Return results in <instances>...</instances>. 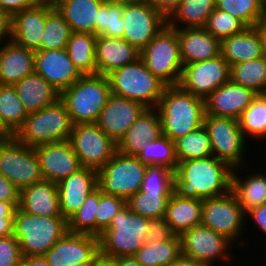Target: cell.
I'll list each match as a JSON object with an SVG mask.
<instances>
[{"label":"cell","mask_w":266,"mask_h":266,"mask_svg":"<svg viewBox=\"0 0 266 266\" xmlns=\"http://www.w3.org/2000/svg\"><path fill=\"white\" fill-rule=\"evenodd\" d=\"M204 28L221 41L226 37L242 32L246 26L236 17L215 8Z\"/></svg>","instance_id":"7dc6e473"},{"label":"cell","mask_w":266,"mask_h":266,"mask_svg":"<svg viewBox=\"0 0 266 266\" xmlns=\"http://www.w3.org/2000/svg\"><path fill=\"white\" fill-rule=\"evenodd\" d=\"M124 3L106 0L99 9L96 20V35L123 38L124 33Z\"/></svg>","instance_id":"f6af8a7d"},{"label":"cell","mask_w":266,"mask_h":266,"mask_svg":"<svg viewBox=\"0 0 266 266\" xmlns=\"http://www.w3.org/2000/svg\"><path fill=\"white\" fill-rule=\"evenodd\" d=\"M249 221L252 222L250 223ZM249 224L254 225L252 226L253 228H251L252 230L256 228L259 233L261 232V238H264L263 236L266 237V203L252 208L245 213L246 234H248L247 230L249 228H247V225L249 226ZM263 240H266V238Z\"/></svg>","instance_id":"f5cc1de1"},{"label":"cell","mask_w":266,"mask_h":266,"mask_svg":"<svg viewBox=\"0 0 266 266\" xmlns=\"http://www.w3.org/2000/svg\"><path fill=\"white\" fill-rule=\"evenodd\" d=\"M140 51L124 38L99 35L95 43L97 74L107 76L112 71L136 62Z\"/></svg>","instance_id":"603a6c76"},{"label":"cell","mask_w":266,"mask_h":266,"mask_svg":"<svg viewBox=\"0 0 266 266\" xmlns=\"http://www.w3.org/2000/svg\"><path fill=\"white\" fill-rule=\"evenodd\" d=\"M220 54L230 66L263 57L256 27H246L242 32L222 39Z\"/></svg>","instance_id":"f546056e"},{"label":"cell","mask_w":266,"mask_h":266,"mask_svg":"<svg viewBox=\"0 0 266 266\" xmlns=\"http://www.w3.org/2000/svg\"><path fill=\"white\" fill-rule=\"evenodd\" d=\"M67 232L68 223L63 216H35L18 207L15 210L12 234L22 256H44Z\"/></svg>","instance_id":"3957f363"},{"label":"cell","mask_w":266,"mask_h":266,"mask_svg":"<svg viewBox=\"0 0 266 266\" xmlns=\"http://www.w3.org/2000/svg\"><path fill=\"white\" fill-rule=\"evenodd\" d=\"M201 218L202 199L182 198L175 193L169 198L164 219L175 235L200 225Z\"/></svg>","instance_id":"d6a6232c"},{"label":"cell","mask_w":266,"mask_h":266,"mask_svg":"<svg viewBox=\"0 0 266 266\" xmlns=\"http://www.w3.org/2000/svg\"><path fill=\"white\" fill-rule=\"evenodd\" d=\"M19 266H49L44 256H23Z\"/></svg>","instance_id":"91938a15"},{"label":"cell","mask_w":266,"mask_h":266,"mask_svg":"<svg viewBox=\"0 0 266 266\" xmlns=\"http://www.w3.org/2000/svg\"><path fill=\"white\" fill-rule=\"evenodd\" d=\"M215 8L236 17L246 27H255L266 18L264 0H215Z\"/></svg>","instance_id":"60d3db41"},{"label":"cell","mask_w":266,"mask_h":266,"mask_svg":"<svg viewBox=\"0 0 266 266\" xmlns=\"http://www.w3.org/2000/svg\"><path fill=\"white\" fill-rule=\"evenodd\" d=\"M11 34V17L0 9V44L9 40Z\"/></svg>","instance_id":"680465c9"},{"label":"cell","mask_w":266,"mask_h":266,"mask_svg":"<svg viewBox=\"0 0 266 266\" xmlns=\"http://www.w3.org/2000/svg\"><path fill=\"white\" fill-rule=\"evenodd\" d=\"M98 206V188L85 199L80 209L68 220V232L96 236V213Z\"/></svg>","instance_id":"bcb514c9"},{"label":"cell","mask_w":266,"mask_h":266,"mask_svg":"<svg viewBox=\"0 0 266 266\" xmlns=\"http://www.w3.org/2000/svg\"><path fill=\"white\" fill-rule=\"evenodd\" d=\"M233 168L214 156L178 162L174 193L182 198L206 199L231 191Z\"/></svg>","instance_id":"6da1fadb"},{"label":"cell","mask_w":266,"mask_h":266,"mask_svg":"<svg viewBox=\"0 0 266 266\" xmlns=\"http://www.w3.org/2000/svg\"><path fill=\"white\" fill-rule=\"evenodd\" d=\"M174 192H142L131 196L126 205L133 213L149 219L164 218L169 198Z\"/></svg>","instance_id":"ee69618b"},{"label":"cell","mask_w":266,"mask_h":266,"mask_svg":"<svg viewBox=\"0 0 266 266\" xmlns=\"http://www.w3.org/2000/svg\"><path fill=\"white\" fill-rule=\"evenodd\" d=\"M36 4V0H0V9L12 17L15 13L33 7Z\"/></svg>","instance_id":"9f6ffc18"},{"label":"cell","mask_w":266,"mask_h":266,"mask_svg":"<svg viewBox=\"0 0 266 266\" xmlns=\"http://www.w3.org/2000/svg\"><path fill=\"white\" fill-rule=\"evenodd\" d=\"M257 93L231 80L214 90L205 101V116L239 119Z\"/></svg>","instance_id":"44dd1931"},{"label":"cell","mask_w":266,"mask_h":266,"mask_svg":"<svg viewBox=\"0 0 266 266\" xmlns=\"http://www.w3.org/2000/svg\"><path fill=\"white\" fill-rule=\"evenodd\" d=\"M0 173L19 190L44 180L34 148L14 136H0Z\"/></svg>","instance_id":"7c38bea8"},{"label":"cell","mask_w":266,"mask_h":266,"mask_svg":"<svg viewBox=\"0 0 266 266\" xmlns=\"http://www.w3.org/2000/svg\"><path fill=\"white\" fill-rule=\"evenodd\" d=\"M72 34L71 27L56 8L46 6V23L40 50L64 49Z\"/></svg>","instance_id":"b9f144b4"},{"label":"cell","mask_w":266,"mask_h":266,"mask_svg":"<svg viewBox=\"0 0 266 266\" xmlns=\"http://www.w3.org/2000/svg\"><path fill=\"white\" fill-rule=\"evenodd\" d=\"M174 172L165 166L147 165L140 191L174 192Z\"/></svg>","instance_id":"c3c4849f"},{"label":"cell","mask_w":266,"mask_h":266,"mask_svg":"<svg viewBox=\"0 0 266 266\" xmlns=\"http://www.w3.org/2000/svg\"><path fill=\"white\" fill-rule=\"evenodd\" d=\"M230 80V65L221 56L183 66L179 86L186 92L206 99Z\"/></svg>","instance_id":"2e32d148"},{"label":"cell","mask_w":266,"mask_h":266,"mask_svg":"<svg viewBox=\"0 0 266 266\" xmlns=\"http://www.w3.org/2000/svg\"><path fill=\"white\" fill-rule=\"evenodd\" d=\"M162 135L158 110L146 108L118 142L117 151L128 156H137L146 142L158 139Z\"/></svg>","instance_id":"4316f807"},{"label":"cell","mask_w":266,"mask_h":266,"mask_svg":"<svg viewBox=\"0 0 266 266\" xmlns=\"http://www.w3.org/2000/svg\"><path fill=\"white\" fill-rule=\"evenodd\" d=\"M18 208L35 216H62L57 183L43 180L23 188Z\"/></svg>","instance_id":"83f0119b"},{"label":"cell","mask_w":266,"mask_h":266,"mask_svg":"<svg viewBox=\"0 0 266 266\" xmlns=\"http://www.w3.org/2000/svg\"><path fill=\"white\" fill-rule=\"evenodd\" d=\"M27 116L15 87L0 85V136H13Z\"/></svg>","instance_id":"836d02e7"},{"label":"cell","mask_w":266,"mask_h":266,"mask_svg":"<svg viewBox=\"0 0 266 266\" xmlns=\"http://www.w3.org/2000/svg\"><path fill=\"white\" fill-rule=\"evenodd\" d=\"M243 168L244 166L233 168L231 191L243 212L246 213L252 208L266 203V173L262 172V169H253V171L251 169L249 173L243 171Z\"/></svg>","instance_id":"f1b7e54d"},{"label":"cell","mask_w":266,"mask_h":266,"mask_svg":"<svg viewBox=\"0 0 266 266\" xmlns=\"http://www.w3.org/2000/svg\"><path fill=\"white\" fill-rule=\"evenodd\" d=\"M136 157L146 165L165 166L173 171L178 167L174 141L165 135L146 142Z\"/></svg>","instance_id":"7bdbcfd3"},{"label":"cell","mask_w":266,"mask_h":266,"mask_svg":"<svg viewBox=\"0 0 266 266\" xmlns=\"http://www.w3.org/2000/svg\"><path fill=\"white\" fill-rule=\"evenodd\" d=\"M71 266H90V265H80V264H78V265H71Z\"/></svg>","instance_id":"a7ac6f4b"},{"label":"cell","mask_w":266,"mask_h":266,"mask_svg":"<svg viewBox=\"0 0 266 266\" xmlns=\"http://www.w3.org/2000/svg\"><path fill=\"white\" fill-rule=\"evenodd\" d=\"M57 187L60 211L68 220L80 209L86 197L97 188V171L83 167L58 182Z\"/></svg>","instance_id":"7402d4cb"},{"label":"cell","mask_w":266,"mask_h":266,"mask_svg":"<svg viewBox=\"0 0 266 266\" xmlns=\"http://www.w3.org/2000/svg\"><path fill=\"white\" fill-rule=\"evenodd\" d=\"M182 256L194 259L207 266H215L216 262L231 263L236 258L231 253L238 247L226 236L214 232L212 229L197 225L180 235ZM233 254L235 257H233ZM230 261V262H229ZM217 266V265H216Z\"/></svg>","instance_id":"4fadbf2b"},{"label":"cell","mask_w":266,"mask_h":266,"mask_svg":"<svg viewBox=\"0 0 266 266\" xmlns=\"http://www.w3.org/2000/svg\"><path fill=\"white\" fill-rule=\"evenodd\" d=\"M204 126L210 138L212 155L216 159L225 161L232 168H247L248 165L251 169L246 159L250 144L241 131L238 119L205 116Z\"/></svg>","instance_id":"8fae6325"},{"label":"cell","mask_w":266,"mask_h":266,"mask_svg":"<svg viewBox=\"0 0 266 266\" xmlns=\"http://www.w3.org/2000/svg\"><path fill=\"white\" fill-rule=\"evenodd\" d=\"M63 0H36L37 4L56 8Z\"/></svg>","instance_id":"03108f58"},{"label":"cell","mask_w":266,"mask_h":266,"mask_svg":"<svg viewBox=\"0 0 266 266\" xmlns=\"http://www.w3.org/2000/svg\"><path fill=\"white\" fill-rule=\"evenodd\" d=\"M255 27L261 39L263 57L266 58V18L260 21Z\"/></svg>","instance_id":"6125c7cd"},{"label":"cell","mask_w":266,"mask_h":266,"mask_svg":"<svg viewBox=\"0 0 266 266\" xmlns=\"http://www.w3.org/2000/svg\"><path fill=\"white\" fill-rule=\"evenodd\" d=\"M34 150L46 181L58 183L83 168L69 140L39 145Z\"/></svg>","instance_id":"ac0fdd59"},{"label":"cell","mask_w":266,"mask_h":266,"mask_svg":"<svg viewBox=\"0 0 266 266\" xmlns=\"http://www.w3.org/2000/svg\"><path fill=\"white\" fill-rule=\"evenodd\" d=\"M22 257L19 242L13 234L0 237V266H19Z\"/></svg>","instance_id":"f907efd6"},{"label":"cell","mask_w":266,"mask_h":266,"mask_svg":"<svg viewBox=\"0 0 266 266\" xmlns=\"http://www.w3.org/2000/svg\"><path fill=\"white\" fill-rule=\"evenodd\" d=\"M46 23V6L33 7L15 13L11 17L10 39L17 45L31 50H40Z\"/></svg>","instance_id":"d4e9b609"},{"label":"cell","mask_w":266,"mask_h":266,"mask_svg":"<svg viewBox=\"0 0 266 266\" xmlns=\"http://www.w3.org/2000/svg\"><path fill=\"white\" fill-rule=\"evenodd\" d=\"M0 201L20 203V190L0 173Z\"/></svg>","instance_id":"11a10c76"},{"label":"cell","mask_w":266,"mask_h":266,"mask_svg":"<svg viewBox=\"0 0 266 266\" xmlns=\"http://www.w3.org/2000/svg\"><path fill=\"white\" fill-rule=\"evenodd\" d=\"M230 80L258 95L266 94V58L260 57L231 65Z\"/></svg>","instance_id":"74e56055"},{"label":"cell","mask_w":266,"mask_h":266,"mask_svg":"<svg viewBox=\"0 0 266 266\" xmlns=\"http://www.w3.org/2000/svg\"><path fill=\"white\" fill-rule=\"evenodd\" d=\"M201 225L226 236L236 247L239 245L238 250L240 246L241 249L249 247L245 246L247 242H244L245 213L232 191L202 199Z\"/></svg>","instance_id":"9c48e42d"},{"label":"cell","mask_w":266,"mask_h":266,"mask_svg":"<svg viewBox=\"0 0 266 266\" xmlns=\"http://www.w3.org/2000/svg\"><path fill=\"white\" fill-rule=\"evenodd\" d=\"M97 35L72 32L65 47L69 58L82 75H96L95 43Z\"/></svg>","instance_id":"e575fe53"},{"label":"cell","mask_w":266,"mask_h":266,"mask_svg":"<svg viewBox=\"0 0 266 266\" xmlns=\"http://www.w3.org/2000/svg\"><path fill=\"white\" fill-rule=\"evenodd\" d=\"M68 140L81 166L96 171L117 152V144L96 123L75 124Z\"/></svg>","instance_id":"5bb4252c"},{"label":"cell","mask_w":266,"mask_h":266,"mask_svg":"<svg viewBox=\"0 0 266 266\" xmlns=\"http://www.w3.org/2000/svg\"><path fill=\"white\" fill-rule=\"evenodd\" d=\"M146 169L147 165L136 156L117 151L97 171V188L106 195L118 196L127 201L140 190Z\"/></svg>","instance_id":"30bf717a"},{"label":"cell","mask_w":266,"mask_h":266,"mask_svg":"<svg viewBox=\"0 0 266 266\" xmlns=\"http://www.w3.org/2000/svg\"><path fill=\"white\" fill-rule=\"evenodd\" d=\"M35 72L60 94L72 86L82 74L75 67L66 49L35 50Z\"/></svg>","instance_id":"ffe728a7"},{"label":"cell","mask_w":266,"mask_h":266,"mask_svg":"<svg viewBox=\"0 0 266 266\" xmlns=\"http://www.w3.org/2000/svg\"><path fill=\"white\" fill-rule=\"evenodd\" d=\"M100 256L99 238L67 232L44 255L49 266L91 265Z\"/></svg>","instance_id":"e0dca14e"},{"label":"cell","mask_w":266,"mask_h":266,"mask_svg":"<svg viewBox=\"0 0 266 266\" xmlns=\"http://www.w3.org/2000/svg\"><path fill=\"white\" fill-rule=\"evenodd\" d=\"M73 122L64 102L58 99L43 109L28 113L22 126L13 135L30 147L68 140Z\"/></svg>","instance_id":"277c9868"},{"label":"cell","mask_w":266,"mask_h":266,"mask_svg":"<svg viewBox=\"0 0 266 266\" xmlns=\"http://www.w3.org/2000/svg\"><path fill=\"white\" fill-rule=\"evenodd\" d=\"M182 0H146L155 10H157L166 20L178 8Z\"/></svg>","instance_id":"6f0895ef"},{"label":"cell","mask_w":266,"mask_h":266,"mask_svg":"<svg viewBox=\"0 0 266 266\" xmlns=\"http://www.w3.org/2000/svg\"><path fill=\"white\" fill-rule=\"evenodd\" d=\"M148 219L125 205L98 237L100 255L111 259L134 256L146 242Z\"/></svg>","instance_id":"5b68a950"},{"label":"cell","mask_w":266,"mask_h":266,"mask_svg":"<svg viewBox=\"0 0 266 266\" xmlns=\"http://www.w3.org/2000/svg\"><path fill=\"white\" fill-rule=\"evenodd\" d=\"M169 266H207V265L198 262L194 259L186 258L181 255L176 261H174Z\"/></svg>","instance_id":"be15d7a7"},{"label":"cell","mask_w":266,"mask_h":266,"mask_svg":"<svg viewBox=\"0 0 266 266\" xmlns=\"http://www.w3.org/2000/svg\"><path fill=\"white\" fill-rule=\"evenodd\" d=\"M146 109L141 103L111 94L96 124L116 144Z\"/></svg>","instance_id":"d6986e66"},{"label":"cell","mask_w":266,"mask_h":266,"mask_svg":"<svg viewBox=\"0 0 266 266\" xmlns=\"http://www.w3.org/2000/svg\"><path fill=\"white\" fill-rule=\"evenodd\" d=\"M178 162L212 155L211 142L204 125L174 141Z\"/></svg>","instance_id":"ab89813d"},{"label":"cell","mask_w":266,"mask_h":266,"mask_svg":"<svg viewBox=\"0 0 266 266\" xmlns=\"http://www.w3.org/2000/svg\"><path fill=\"white\" fill-rule=\"evenodd\" d=\"M123 38L142 51L147 44L167 25V20L149 3H124Z\"/></svg>","instance_id":"9a60e30c"},{"label":"cell","mask_w":266,"mask_h":266,"mask_svg":"<svg viewBox=\"0 0 266 266\" xmlns=\"http://www.w3.org/2000/svg\"><path fill=\"white\" fill-rule=\"evenodd\" d=\"M90 266H115L111 258L99 256Z\"/></svg>","instance_id":"e7e4bbea"},{"label":"cell","mask_w":266,"mask_h":266,"mask_svg":"<svg viewBox=\"0 0 266 266\" xmlns=\"http://www.w3.org/2000/svg\"><path fill=\"white\" fill-rule=\"evenodd\" d=\"M112 2H119V3H131V2H145L146 0H109Z\"/></svg>","instance_id":"003e7915"},{"label":"cell","mask_w":266,"mask_h":266,"mask_svg":"<svg viewBox=\"0 0 266 266\" xmlns=\"http://www.w3.org/2000/svg\"><path fill=\"white\" fill-rule=\"evenodd\" d=\"M126 205V200L112 195H106L98 189V206L96 213V237L109 227L113 217Z\"/></svg>","instance_id":"681fc988"},{"label":"cell","mask_w":266,"mask_h":266,"mask_svg":"<svg viewBox=\"0 0 266 266\" xmlns=\"http://www.w3.org/2000/svg\"><path fill=\"white\" fill-rule=\"evenodd\" d=\"M176 31L183 66L220 55L221 41L204 27L181 28Z\"/></svg>","instance_id":"cb8c5ba5"},{"label":"cell","mask_w":266,"mask_h":266,"mask_svg":"<svg viewBox=\"0 0 266 266\" xmlns=\"http://www.w3.org/2000/svg\"><path fill=\"white\" fill-rule=\"evenodd\" d=\"M140 59L147 69L167 86L179 85L183 64L176 29L164 26L140 51Z\"/></svg>","instance_id":"ba28073f"},{"label":"cell","mask_w":266,"mask_h":266,"mask_svg":"<svg viewBox=\"0 0 266 266\" xmlns=\"http://www.w3.org/2000/svg\"><path fill=\"white\" fill-rule=\"evenodd\" d=\"M14 87L27 113L39 111L60 99V93L36 72L17 82Z\"/></svg>","instance_id":"4dcf8cb0"},{"label":"cell","mask_w":266,"mask_h":266,"mask_svg":"<svg viewBox=\"0 0 266 266\" xmlns=\"http://www.w3.org/2000/svg\"><path fill=\"white\" fill-rule=\"evenodd\" d=\"M111 94L156 108L167 85L154 76L139 58L107 75Z\"/></svg>","instance_id":"52a82bcc"},{"label":"cell","mask_w":266,"mask_h":266,"mask_svg":"<svg viewBox=\"0 0 266 266\" xmlns=\"http://www.w3.org/2000/svg\"><path fill=\"white\" fill-rule=\"evenodd\" d=\"M111 88L107 76L82 75L60 94L73 124L96 123L105 107Z\"/></svg>","instance_id":"8992f818"},{"label":"cell","mask_w":266,"mask_h":266,"mask_svg":"<svg viewBox=\"0 0 266 266\" xmlns=\"http://www.w3.org/2000/svg\"><path fill=\"white\" fill-rule=\"evenodd\" d=\"M182 255L179 235L164 242H145L134 257L141 266H169Z\"/></svg>","instance_id":"8d00e7d4"},{"label":"cell","mask_w":266,"mask_h":266,"mask_svg":"<svg viewBox=\"0 0 266 266\" xmlns=\"http://www.w3.org/2000/svg\"><path fill=\"white\" fill-rule=\"evenodd\" d=\"M19 203L0 201V237L13 233V217Z\"/></svg>","instance_id":"db71d44e"},{"label":"cell","mask_w":266,"mask_h":266,"mask_svg":"<svg viewBox=\"0 0 266 266\" xmlns=\"http://www.w3.org/2000/svg\"><path fill=\"white\" fill-rule=\"evenodd\" d=\"M112 260L115 266H141L134 256H120Z\"/></svg>","instance_id":"94428289"},{"label":"cell","mask_w":266,"mask_h":266,"mask_svg":"<svg viewBox=\"0 0 266 266\" xmlns=\"http://www.w3.org/2000/svg\"><path fill=\"white\" fill-rule=\"evenodd\" d=\"M156 109L163 135L173 141L204 125V99L184 91L179 85L165 88Z\"/></svg>","instance_id":"7a4b0ae2"},{"label":"cell","mask_w":266,"mask_h":266,"mask_svg":"<svg viewBox=\"0 0 266 266\" xmlns=\"http://www.w3.org/2000/svg\"><path fill=\"white\" fill-rule=\"evenodd\" d=\"M106 0H63L56 9L71 27L72 32L96 35V20L100 6Z\"/></svg>","instance_id":"1f68e13d"},{"label":"cell","mask_w":266,"mask_h":266,"mask_svg":"<svg viewBox=\"0 0 266 266\" xmlns=\"http://www.w3.org/2000/svg\"><path fill=\"white\" fill-rule=\"evenodd\" d=\"M147 229L146 242H164L175 235L164 218L148 219Z\"/></svg>","instance_id":"816d5d0a"},{"label":"cell","mask_w":266,"mask_h":266,"mask_svg":"<svg viewBox=\"0 0 266 266\" xmlns=\"http://www.w3.org/2000/svg\"><path fill=\"white\" fill-rule=\"evenodd\" d=\"M35 51L11 39L0 44V85L14 86L35 72Z\"/></svg>","instance_id":"484cf974"},{"label":"cell","mask_w":266,"mask_h":266,"mask_svg":"<svg viewBox=\"0 0 266 266\" xmlns=\"http://www.w3.org/2000/svg\"><path fill=\"white\" fill-rule=\"evenodd\" d=\"M238 120L248 141L254 140L253 144L257 145L258 142L262 143L261 140H266V94L257 95Z\"/></svg>","instance_id":"f35d334b"},{"label":"cell","mask_w":266,"mask_h":266,"mask_svg":"<svg viewBox=\"0 0 266 266\" xmlns=\"http://www.w3.org/2000/svg\"><path fill=\"white\" fill-rule=\"evenodd\" d=\"M214 9L215 0H182L167 25L174 29L204 27Z\"/></svg>","instance_id":"d590c367"}]
</instances>
